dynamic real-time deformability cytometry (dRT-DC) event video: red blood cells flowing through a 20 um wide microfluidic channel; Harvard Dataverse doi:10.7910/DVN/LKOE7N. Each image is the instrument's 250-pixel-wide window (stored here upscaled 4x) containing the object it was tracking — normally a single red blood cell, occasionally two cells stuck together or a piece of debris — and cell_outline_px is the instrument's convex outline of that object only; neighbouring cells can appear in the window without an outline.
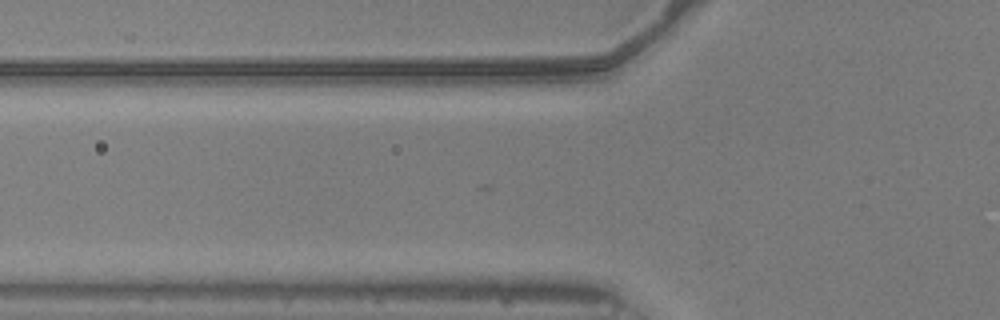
{"species": "common noctule bat (a hibernating species)", "species_latin": "Nyctalus noctula", "temperature_condition": "warm", "stored_images_in_passage": 3, "camera_frame_rate_fps": 3000, "um_per_image_px": 0.085, "animal": {"sex": "male", "body_mass_g": 20.5, "forearm_length_mm": 52.5}, "frame": {"image": 1, "passage_image": 3, "time_ms": 0.667, "image_size_px": [1000, 320], "cell_outline_px": [[196, 236], [188, 240], [28, 240], [12, 236], [12, 232], [20, 228], [72, 224], [164, 224], [188, 232]], "centroid_in_image_um": [8.78, 19.76], "position_along_channel_um": 117.0, "area_um2": 18.55}}